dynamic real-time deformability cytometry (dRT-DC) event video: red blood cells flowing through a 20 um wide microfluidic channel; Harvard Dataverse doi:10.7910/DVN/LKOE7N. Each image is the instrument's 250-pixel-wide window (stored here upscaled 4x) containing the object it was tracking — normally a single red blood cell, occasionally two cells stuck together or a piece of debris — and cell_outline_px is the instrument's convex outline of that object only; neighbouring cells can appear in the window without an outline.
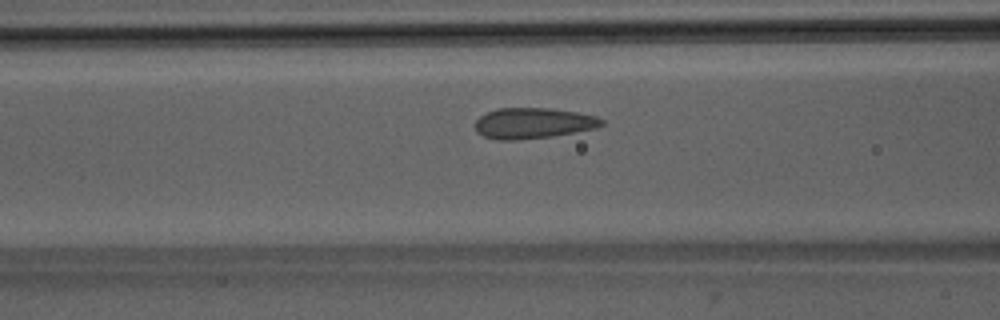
{"species": "Egyptian fruit bat (a non-hibernating species)", "species_latin": "Rousettus aegyptiacus", "temperature_condition": "room temperature", "stored_images_in_passage": 37, "camera_frame_rate_fps": 3000, "um_per_image_px": 0.085, "animal": {"sex": "male"}, "frame": {"image": 1, "passage_image": 7, "time_ms": 2.0, "image_size_px": [1000, 320], "cell_outline_px": [[604, 124], [596, 128], [552, 136], [520, 140], [496, 140], [484, 136], [476, 132], [476, 120], [480, 116], [496, 108], [552, 108], [576, 112], [596, 116], [604, 120]], "centroid_in_image_um": [45.31, 10.47], "position_along_channel_um": 121.3, "area_um2": 22.72}}
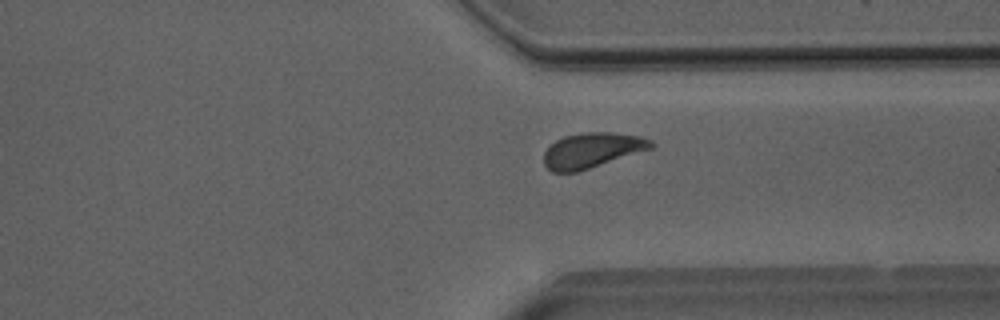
{"frame": {"image": 2, "passage_image": 25, "time_ms": 8.0, "image_size_px": [1000, 320], "cell_outline_px": [[656, 144], [652, 148], [576, 172], [552, 172], [544, 164], [544, 152], [556, 140], [564, 136], [584, 132], [608, 132], [640, 136], [652, 140]], "centroid_in_image_um": [50.32, 12.76], "position_along_channel_um": 361.1, "area_um2": 21.68}}
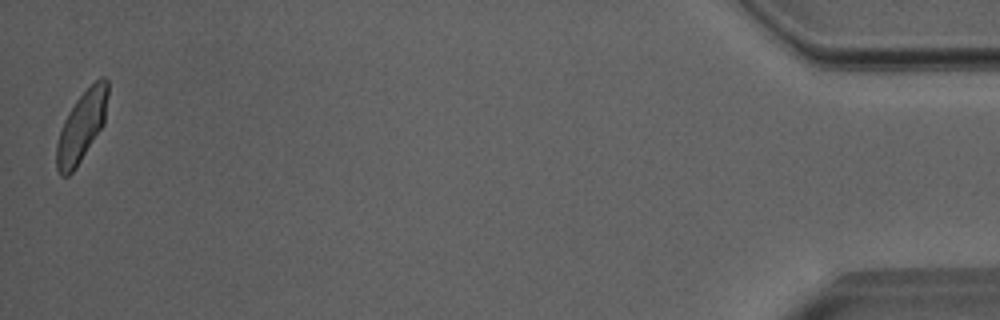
{"frame": {"image": 3, "passage_image": 37, "time_ms": 12.0, "image_size_px": [1000, 320], "cell_outline_px": [[108, 96], [104, 124], [76, 168], [68, 176], [60, 176], [56, 168], [56, 144], [64, 120], [68, 112], [76, 100], [100, 76], [104, 76], [108, 80]], "centroid_in_image_um": [6.94, 10.75], "position_along_channel_um": 428.3, "area_um2": 20.98}, "authors_computed_cell_mechanics": {"area_um2": 21.7906, "velocity_mm_per_s": 3.9966, "shape_relaxation_time_tau1_ms": 4.7901, "shape_relaxation_time_tau2_ms": null, "deformation_change_tau1": 0.1201, "deformation_change_tau2": null}}